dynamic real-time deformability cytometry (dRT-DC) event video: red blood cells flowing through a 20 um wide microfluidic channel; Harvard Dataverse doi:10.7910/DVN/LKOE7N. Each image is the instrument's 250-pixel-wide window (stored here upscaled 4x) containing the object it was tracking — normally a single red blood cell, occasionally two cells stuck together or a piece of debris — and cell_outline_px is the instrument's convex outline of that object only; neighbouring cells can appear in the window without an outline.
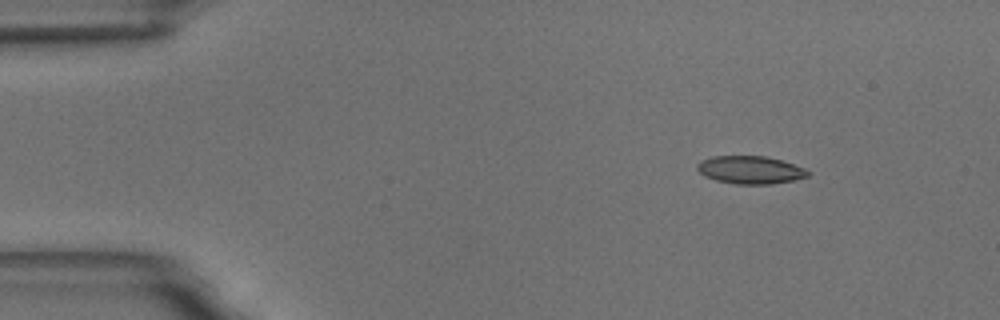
{"species": "common noctule bat (a hibernating species)", "species_latin": "Nyctalus noctula", "temperature_condition": "room temperature", "stored_images_in_passage": 51, "camera_frame_rate_fps": 3000, "um_per_image_px": 0.085, "animal": {"sex": "male", "body_mass_g": 18.8}, "frame": {"image": 1, "passage_image": 1, "time_ms": 0.0, "image_size_px": [1000, 320], "cell_outline_px": [[812, 172], [808, 176], [792, 180], [772, 184], [736, 184], [716, 180], [704, 176], [696, 168], [696, 164], [700, 160], [712, 156], [764, 156], [780, 160], [804, 168]], "centroid_in_image_um": [63.74, 14.44], "position_along_channel_um": 21.3, "area_um2": 17.92}}
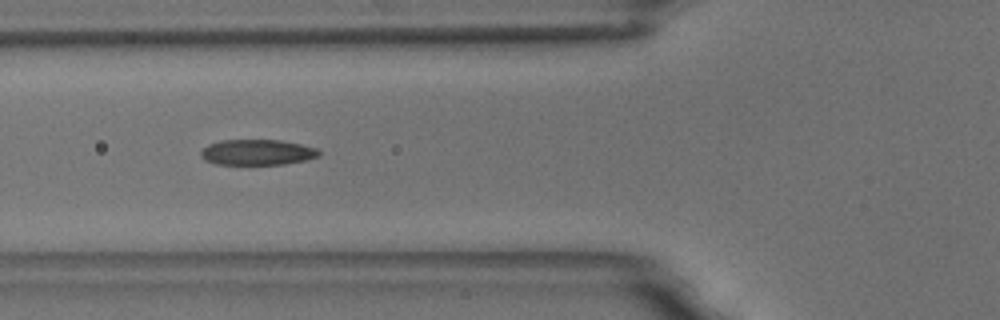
{"frame": {"image": 2, "passage_image": 15, "time_ms": 4.667, "image_size_px": [1000, 320], "cell_outline_px": [[320, 156], [308, 160], [284, 164], [216, 164], [204, 160], [200, 156], [200, 152], [208, 144], [220, 140], [280, 140], [300, 144], [316, 148], [320, 152]], "centroid_in_image_um": [21.86, 12.94], "position_along_channel_um": 103.9, "area_um2": 17.69}}
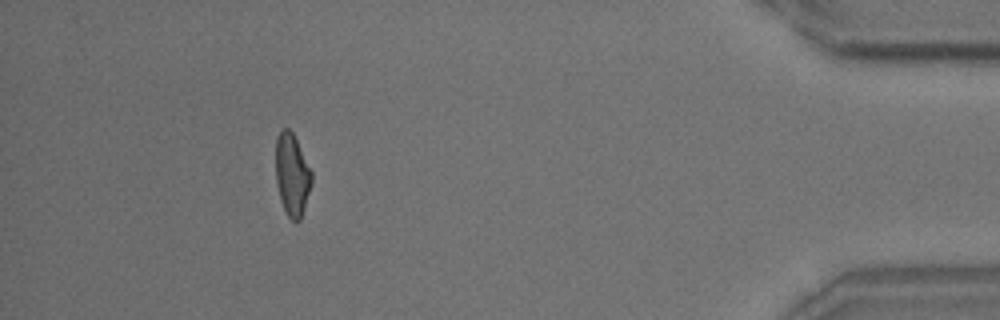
{"frame": {"image": 3, "passage_image": 46, "time_ms": 15.0, "image_size_px": [1000, 320], "cell_outline_px": [[312, 184], [300, 220], [296, 224], [288, 216], [280, 200], [276, 184], [276, 136], [284, 128], [288, 128], [292, 132], [312, 172]], "centroid_in_image_um": [24.82, 14.88], "position_along_channel_um": 410.4, "area_um2": 17.17}, "authors_computed_cell_mechanics": {"area_um2": 18.0914, "velocity_mm_per_s": 3.5157, "shape_relaxation_time_tau1_ms": 5.9479, "shape_relaxation_time_tau2_ms": 2.0764, "deformation_change_tau1": 0.1696, "deformation_change_tau2": 0.0813}}